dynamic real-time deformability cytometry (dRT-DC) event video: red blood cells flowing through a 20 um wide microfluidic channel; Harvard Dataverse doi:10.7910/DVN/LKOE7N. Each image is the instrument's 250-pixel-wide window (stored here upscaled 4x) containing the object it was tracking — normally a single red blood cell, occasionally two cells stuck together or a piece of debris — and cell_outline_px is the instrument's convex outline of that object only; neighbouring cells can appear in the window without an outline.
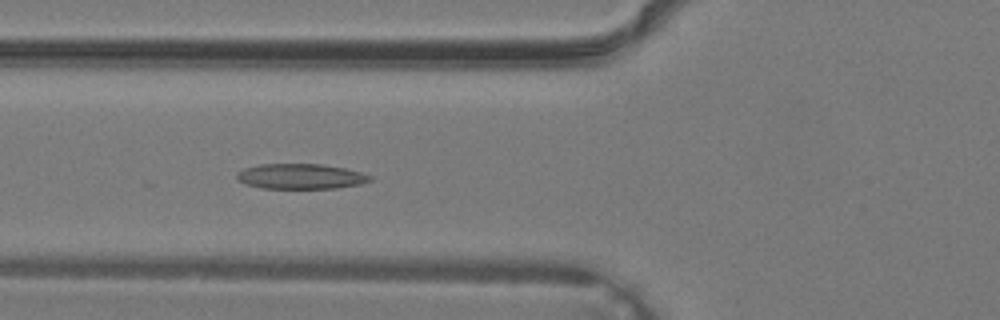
{"species": "common noctule bat (a hibernating species)", "species_latin": "Nyctalus noctula", "temperature_condition": "warm", "stored_images_in_passage": 37, "camera_frame_rate_fps": 3000, "um_per_image_px": 0.085, "animal": {"sex": "male", "body_mass_g": 19.2, "forearm_length_mm": 51.8}, "frame": {"image": 1, "passage_image": 14, "time_ms": 4.333, "image_size_px": [1000, 320], "cell_outline_px": [[372, 180], [360, 184], [336, 188], [260, 188], [244, 184], [236, 180], [236, 172], [244, 168], [260, 164], [320, 164], [344, 168], [360, 172], [372, 176]], "centroid_in_image_um": [25.5, 14.99], "position_along_channel_um": 100.3, "area_um2": 19.65}}
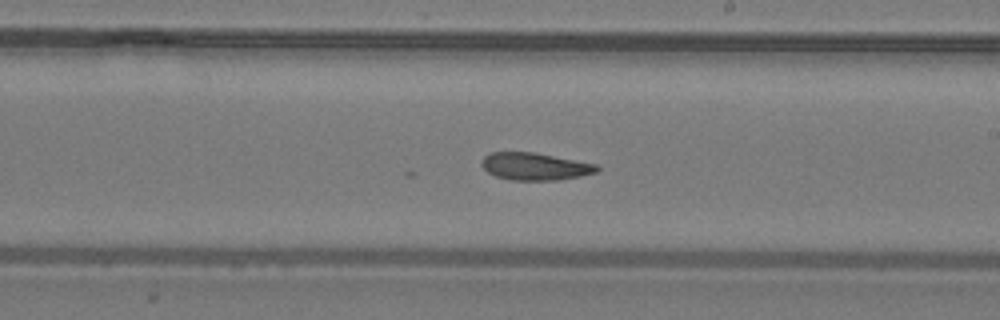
{"frame": {"image": 2, "passage_image": 22, "time_ms": 7.0, "image_size_px": [1000, 320], "cell_outline_px": [[600, 168], [596, 172], [580, 176], [560, 180], [512, 180], [496, 176], [488, 172], [480, 164], [480, 160], [484, 156], [492, 152], [532, 152], [600, 164]], "centroid_in_image_um": [45.49, 14.14], "position_along_channel_um": 243.5, "area_um2": 18.5}}
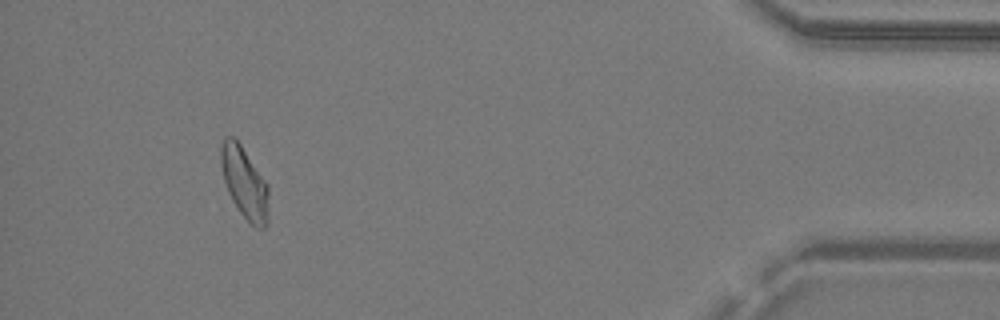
{"frame": {"image": 3, "passage_image": 35, "time_ms": 11.333, "image_size_px": [1000, 320], "cell_outline_px": [[268, 224], [264, 228], [256, 228], [240, 212], [232, 200], [228, 192], [224, 180], [220, 164], [220, 144], [224, 136], [232, 136], [240, 144], [268, 184]], "centroid_in_image_um": [20.77, 15.52], "position_along_channel_um": 414.4, "area_um2": 19.88}}